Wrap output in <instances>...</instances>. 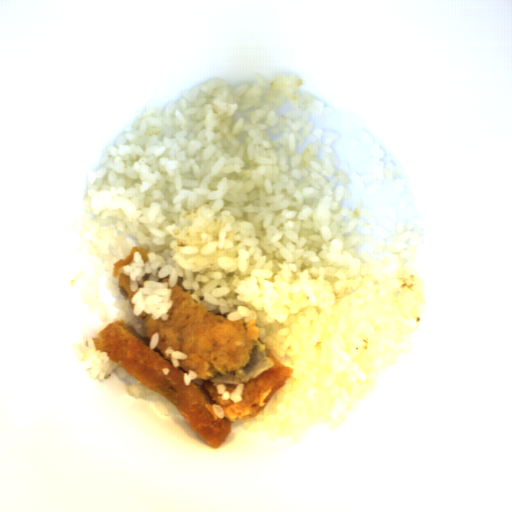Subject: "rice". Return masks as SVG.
<instances>
[{
  "label": "rice",
  "instance_id": "652b925c",
  "mask_svg": "<svg viewBox=\"0 0 512 512\" xmlns=\"http://www.w3.org/2000/svg\"><path fill=\"white\" fill-rule=\"evenodd\" d=\"M253 87L213 77L162 110L149 105L88 171V253L102 262L116 321L147 346L138 316L168 321L176 284L208 312L256 320L258 339L294 369L248 431L302 440L341 427L412 353L430 315L432 240L402 166L360 117L279 75ZM314 130V131H313ZM130 276L128 300L113 264Z\"/></svg>",
  "mask_w": 512,
  "mask_h": 512
},
{
  "label": "rice",
  "instance_id": "023b6e5f",
  "mask_svg": "<svg viewBox=\"0 0 512 512\" xmlns=\"http://www.w3.org/2000/svg\"><path fill=\"white\" fill-rule=\"evenodd\" d=\"M78 349L81 352L79 361L81 371H88L91 379H97L98 377L99 381L109 377L115 371L119 379L131 378L134 381L132 385L126 386L128 397L149 400L152 396L154 405L163 416H169V412L182 415L174 403L146 388L127 374L118 363H113L107 352H101V349L96 350L93 338L85 337L79 344Z\"/></svg>",
  "mask_w": 512,
  "mask_h": 512
}]
</instances>
